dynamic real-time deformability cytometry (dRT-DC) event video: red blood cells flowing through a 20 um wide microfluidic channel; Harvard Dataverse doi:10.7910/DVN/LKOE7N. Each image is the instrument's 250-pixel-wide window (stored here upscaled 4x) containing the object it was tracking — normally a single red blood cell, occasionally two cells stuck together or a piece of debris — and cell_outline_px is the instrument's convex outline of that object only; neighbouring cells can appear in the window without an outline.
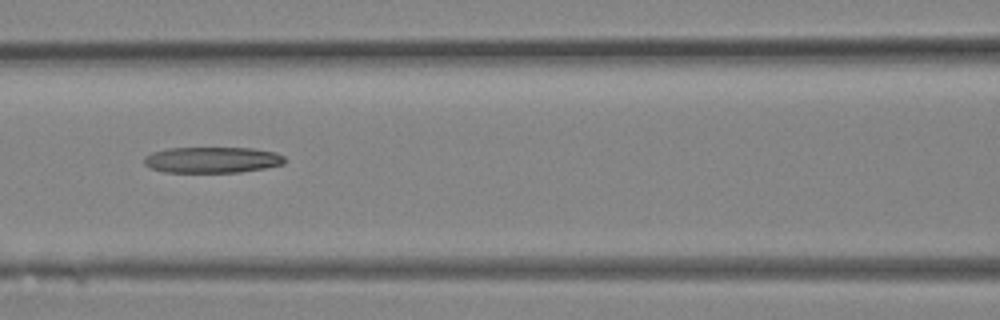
{"species": "Egyptian fruit bat (a non-hibernating species)", "species_latin": "Rousettus aegyptiacus", "temperature_condition": "room temperature", "stored_images_in_passage": 18, "camera_frame_rate_fps": 3000, "um_per_image_px": 0.085, "animal": {"sex": "female"}, "frame": {"image": 1, "passage_image": 13, "time_ms": 4.0, "image_size_px": [1000, 320], "cell_outline_px": [[288, 160], [284, 164], [264, 168], [240, 172], [164, 172], [152, 168], [144, 164], [144, 156], [152, 152], [168, 148], [252, 148], [276, 152], [284, 156]], "centroid_in_image_um": [18.06, 13.58], "position_along_channel_um": 148.5, "area_um2": 21.39}}
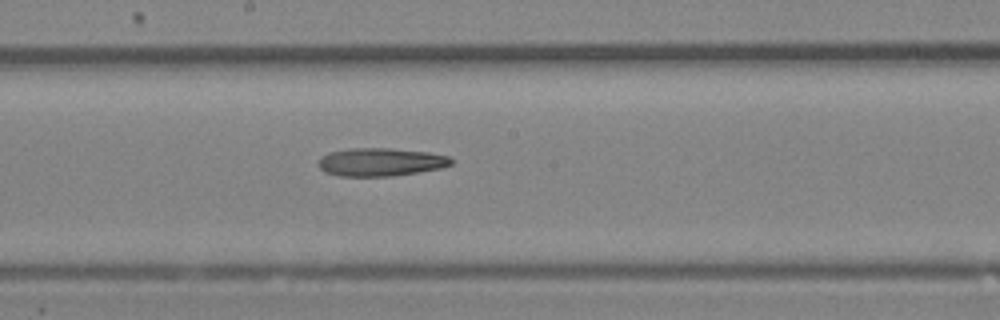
{"frame": {"image": 2, "passage_image": 16, "time_ms": 5.0, "image_size_px": [1000, 320], "cell_outline_px": [[452, 164], [444, 168], [392, 176], [340, 176], [324, 172], [316, 164], [320, 156], [328, 152], [348, 148], [392, 148], [428, 152], [448, 156], [452, 160]], "centroid_in_image_um": [32.32, 13.77], "position_along_channel_um": 215.9, "area_um2": 22.08}}
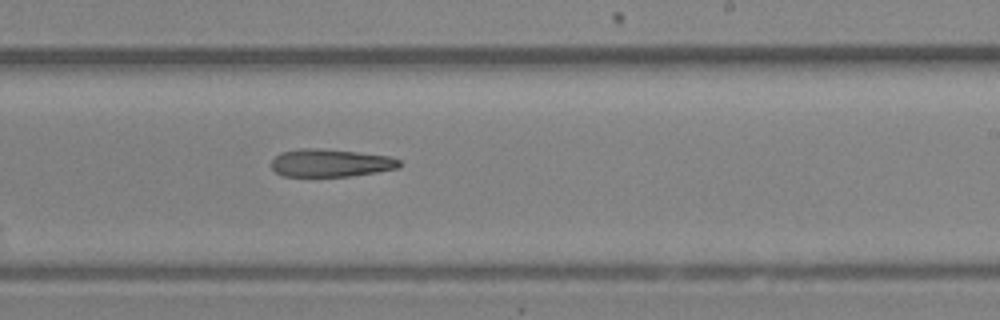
{"frame": {"image": 3, "passage_image": 18, "time_ms": 5.667, "image_size_px": [1000, 320], "cell_outline_px": [[400, 168], [376, 172], [348, 176], [284, 176], [276, 172], [272, 168], [272, 160], [280, 152], [300, 148], [320, 148], [356, 152], [388, 156], [400, 160]], "centroid_in_image_um": [28.08, 13.84], "position_along_channel_um": 260.9, "area_um2": 20.63}}